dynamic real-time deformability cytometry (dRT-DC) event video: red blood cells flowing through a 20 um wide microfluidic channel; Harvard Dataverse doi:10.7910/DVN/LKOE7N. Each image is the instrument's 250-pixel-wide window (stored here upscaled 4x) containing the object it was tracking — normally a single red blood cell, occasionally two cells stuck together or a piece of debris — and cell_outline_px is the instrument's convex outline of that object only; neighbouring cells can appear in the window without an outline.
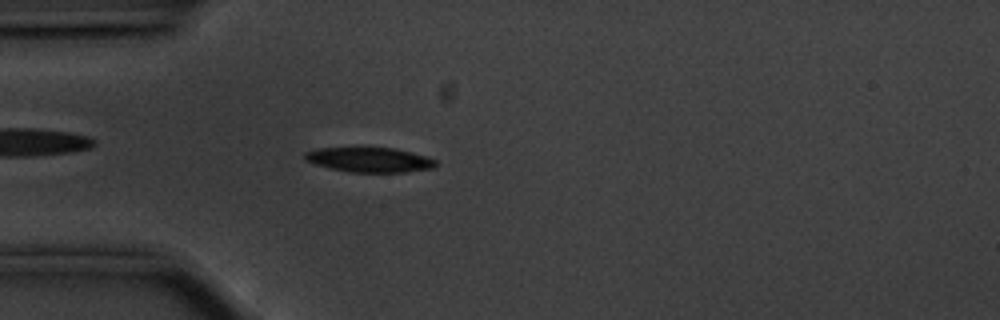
{"species": "common noctule bat (a hibernating species)", "species_latin": "Nyctalus noctula", "temperature_condition": "cold", "stored_images_in_passage": 50, "camera_frame_rate_fps": 3000, "um_per_image_px": 0.085, "animal": {"sex": "male", "body_mass_g": 20.1, "forearm_length_mm": 53.5}, "frame": {"image": 1, "passage_image": 15, "time_ms": 4.667, "image_size_px": [1000, 320], "cell_outline_px": [[436, 168], [408, 172], [348, 172], [316, 164], [304, 160], [304, 152], [316, 148], [392, 148], [412, 152], [436, 160]], "centroid_in_image_um": [31.42, 13.58], "position_along_channel_um": 53.6, "area_um2": 18.84}}
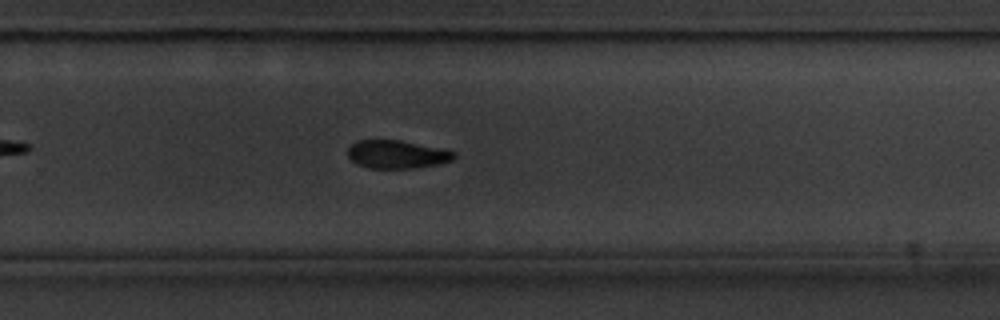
{"frame": {"image": 2, "passage_image": 36, "time_ms": 11.667, "image_size_px": [1000, 320], "cell_outline_px": [[456, 156], [452, 160], [436, 164], [416, 168], [368, 168], [356, 164], [348, 156], [348, 148], [356, 140], [400, 140], [444, 148], [456, 152]], "centroid_in_image_um": [33.75, 13.11], "position_along_channel_um": 296.1, "area_um2": 17.57}}
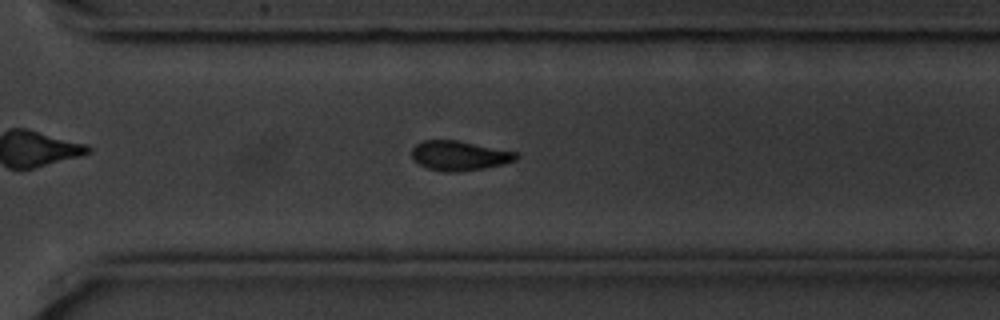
{"frame": {"image": 3, "passage_image": 39, "time_ms": 12.667, "image_size_px": [1000, 320], "cell_outline_px": [[520, 156], [516, 160], [504, 164], [484, 168], [460, 172], [448, 172], [428, 168], [412, 160], [412, 148], [416, 144], [424, 140], [456, 140], [516, 152]], "centroid_in_image_um": [39.04, 13.23], "position_along_channel_um": 331.6, "area_um2": 17.98}, "authors_computed_cell_mechanics": {"area_um2": 18.6983, "velocity_mm_per_s": 3.5587, "shape_relaxation_time_tau1_ms": 1.9433, "shape_relaxation_time_tau2_ms": null, "deformation_change_tau1": 0.1018, "deformation_change_tau2": null}}